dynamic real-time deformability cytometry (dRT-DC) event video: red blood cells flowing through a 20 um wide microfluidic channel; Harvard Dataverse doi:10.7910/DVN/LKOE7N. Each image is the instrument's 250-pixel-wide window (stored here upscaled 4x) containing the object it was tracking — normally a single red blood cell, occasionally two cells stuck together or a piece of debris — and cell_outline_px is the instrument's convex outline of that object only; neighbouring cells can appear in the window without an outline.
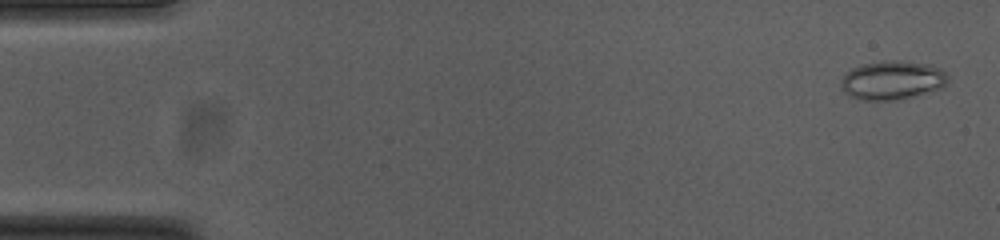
{"species": "common noctule bat (a hibernating species)", "species_latin": "Nyctalus noctula", "temperature_condition": "cold", "stored_images_in_passage": 54, "camera_frame_rate_fps": 3000, "um_per_image_px": 0.085, "animal": {"sex": "female", "body_mass_g": 23.0, "forearm_length_mm": 53.4}, "frame": {"image": 1, "passage_image": 2, "time_ms": 0.333, "image_size_px": [1000, 240], "cell_outline_px": [[948, 80], [940, 88], [896, 100], [860, 100], [848, 96], [840, 88], [840, 84], [844, 76], [852, 68], [860, 64], [880, 60], [900, 60], [932, 64], [940, 68], [948, 76]], "centroid_in_image_um": [75.8, 6.8], "position_along_channel_um": 9.2, "area_um2": 24.33}}
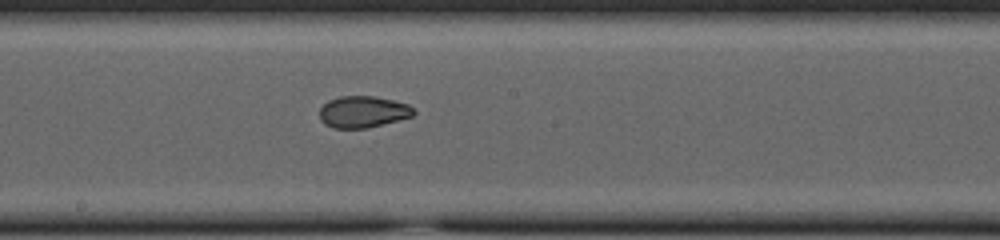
{"frame": {"image": 2, "passage_image": 29, "time_ms": 9.333, "image_size_px": [1000, 240], "cell_outline_px": [[416, 112], [412, 116], [368, 128], [332, 128], [324, 124], [320, 120], [320, 108], [328, 100], [340, 96], [372, 96], [392, 100], [408, 104]], "centroid_in_image_um": [30.82, 9.51], "position_along_channel_um": 217.4, "area_um2": 17.28}}
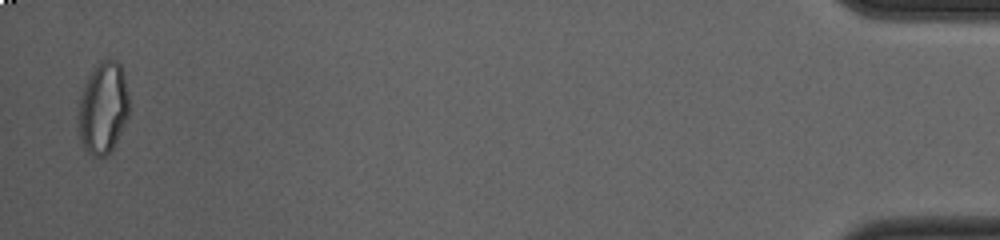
{"frame": {"image": 3, "passage_image": 53, "time_ms": 17.333, "image_size_px": [1000, 240], "cell_outline_px": [[128, 116], [112, 148], [104, 156], [92, 156], [84, 148], [80, 140], [80, 96], [84, 84], [92, 68], [104, 56], [108, 56], [116, 60], [120, 64], [124, 72], [128, 92]], "centroid_in_image_um": [8.78, 9.07], "position_along_channel_um": 426.4, "area_um2": 27.05}, "authors_computed_cell_mechanics": {"area_um2": 20.2878, "velocity_mm_per_s": 3.7712, "shape_relaxation_time_tau1_ms": null, "shape_relaxation_time_tau2_ms": 1.7292, "deformation_change_tau1": null, "deformation_change_tau2": 0.0511}}